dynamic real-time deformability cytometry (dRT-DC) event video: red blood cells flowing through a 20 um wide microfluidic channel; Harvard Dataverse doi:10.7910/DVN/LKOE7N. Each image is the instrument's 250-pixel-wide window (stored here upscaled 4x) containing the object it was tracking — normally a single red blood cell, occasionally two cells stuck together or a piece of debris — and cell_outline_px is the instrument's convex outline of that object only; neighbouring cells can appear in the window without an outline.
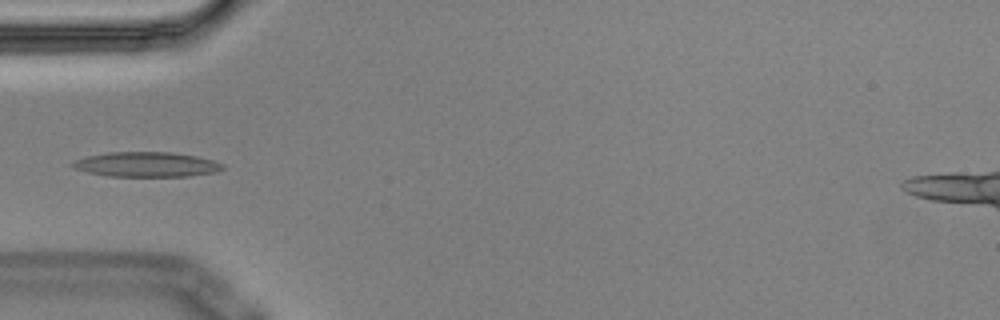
{"species": "Egyptian fruit bat (a non-hibernating species)", "species_latin": "Rousettus aegyptiacus", "temperature_condition": "cold", "stored_images_in_passage": 5, "camera_frame_rate_fps": 3000, "um_per_image_px": 0.085, "animal": {"sex": "male"}, "frame": {"image": 1, "passage_image": 4, "time_ms": 1.0, "image_size_px": [1000, 320], "cell_outline_px": [[224, 168], [216, 172], [188, 176], [108, 176], [88, 172], [72, 168], [72, 164], [76, 160], [88, 156], [108, 152], [172, 152], [196, 156], [212, 160], [224, 164]], "centroid_in_image_um": [12.47, 13.98], "position_along_channel_um": 72.5, "area_um2": 21.62}}